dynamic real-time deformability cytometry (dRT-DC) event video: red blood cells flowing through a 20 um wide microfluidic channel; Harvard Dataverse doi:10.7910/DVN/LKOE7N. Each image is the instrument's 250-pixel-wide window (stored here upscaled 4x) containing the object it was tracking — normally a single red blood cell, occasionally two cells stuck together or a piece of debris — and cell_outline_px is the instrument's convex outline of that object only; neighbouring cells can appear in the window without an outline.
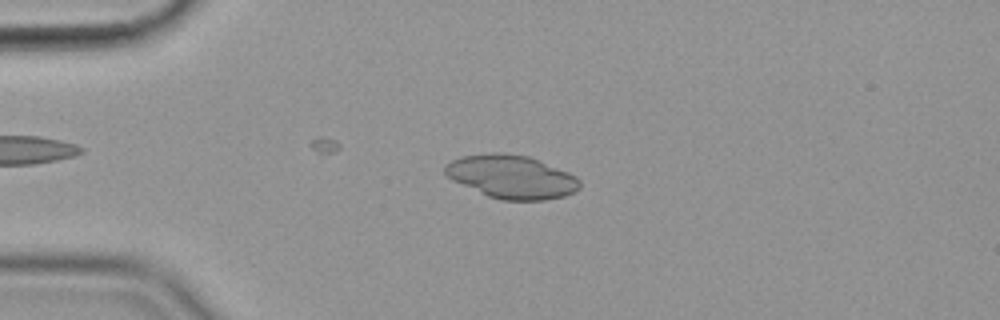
{"species": "common noctule bat (a hibernating species)", "species_latin": "Nyctalus noctula", "temperature_condition": "cold", "stored_images_in_passage": 43, "camera_frame_rate_fps": 3000, "um_per_image_px": 0.085, "animal": {"sex": "female", "body_mass_g": 19.9}, "frame": {"image": 1, "passage_image": 13, "time_ms": 4.0, "image_size_px": [1000, 320], "cell_outline_px": [[580, 188], [564, 196], [544, 200], [500, 200], [488, 196], [452, 180], [444, 172], [444, 164], [460, 156], [492, 152], [500, 152], [528, 156], [568, 172], [576, 176], [580, 180]], "centroid_in_image_um": [43.45, 15.02], "position_along_channel_um": 41.5, "area_um2": 33.99}}
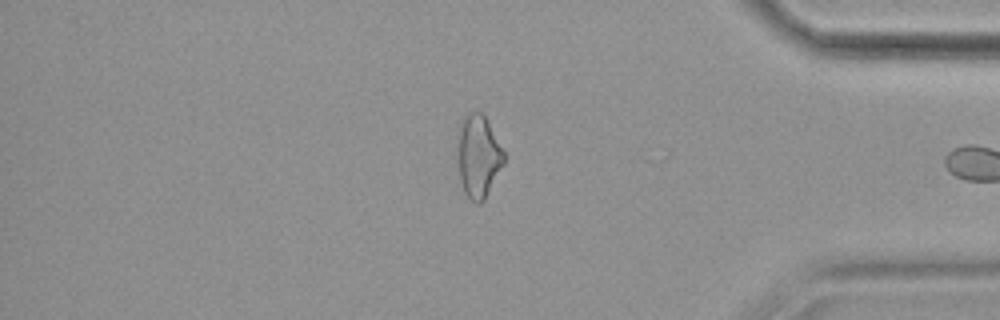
{"frame": {"image": 2, "passage_image": 41, "time_ms": 13.333, "image_size_px": [1000, 320], "cell_outline_px": [[504, 164], [484, 200], [480, 204], [476, 204], [464, 192], [460, 180], [456, 156], [460, 124], [464, 116], [472, 112], [480, 112], [484, 116], [504, 152]], "centroid_in_image_um": [40.63, 13.32], "position_along_channel_um": 394.6, "area_um2": 22.2}}